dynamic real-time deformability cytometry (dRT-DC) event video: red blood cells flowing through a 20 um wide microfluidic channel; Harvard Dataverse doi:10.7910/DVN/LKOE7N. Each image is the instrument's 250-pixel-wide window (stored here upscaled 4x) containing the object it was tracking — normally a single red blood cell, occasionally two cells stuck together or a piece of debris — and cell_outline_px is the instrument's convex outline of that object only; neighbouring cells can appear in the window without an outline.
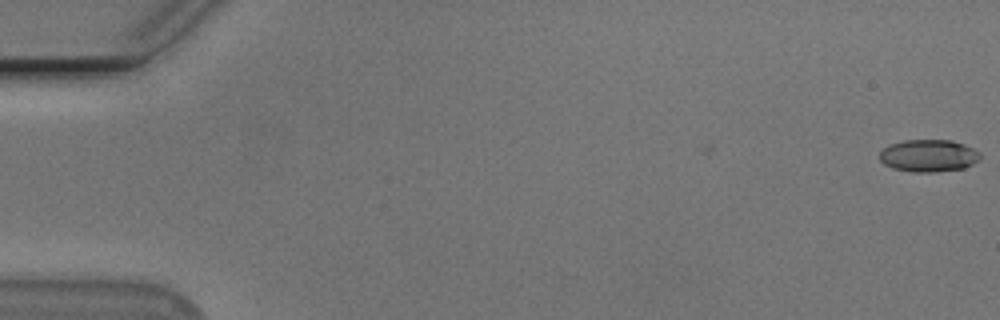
{"species": "Egyptian fruit bat (a non-hibernating species)", "species_latin": "Rousettus aegyptiacus", "temperature_condition": "cold", "stored_images_in_passage": 5, "camera_frame_rate_fps": 3000, "um_per_image_px": 0.085, "animal": {"sex": "male"}, "frame": {"image": 1, "passage_image": 5, "time_ms": 1.333, "image_size_px": [1000, 320], "cell_outline_px": [[980, 160], [964, 168], [936, 172], [912, 172], [892, 168], [884, 164], [880, 160], [880, 152], [888, 144], [904, 140], [952, 140], [964, 144], [980, 152]], "centroid_in_image_um": [78.93, 13.23], "position_along_channel_um": 6.1, "area_um2": 19.07}}